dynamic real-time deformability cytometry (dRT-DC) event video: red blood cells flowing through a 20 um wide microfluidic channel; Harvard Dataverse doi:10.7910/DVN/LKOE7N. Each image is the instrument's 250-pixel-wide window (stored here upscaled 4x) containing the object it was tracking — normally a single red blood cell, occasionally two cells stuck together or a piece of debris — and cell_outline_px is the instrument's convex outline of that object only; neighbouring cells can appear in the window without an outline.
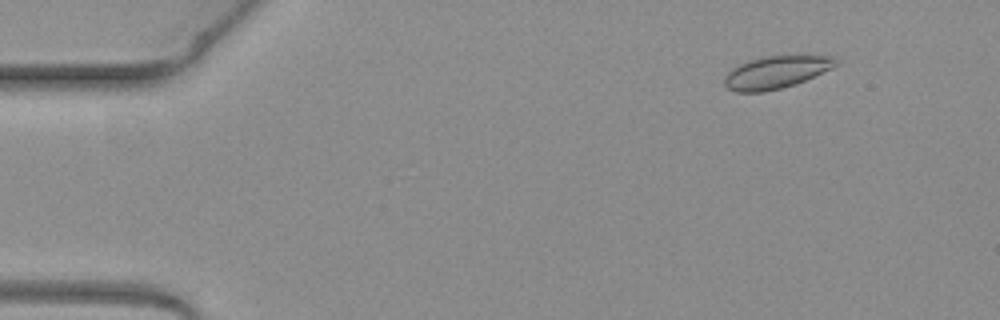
{"species": "common noctule bat (a hibernating species)", "species_latin": "Nyctalus noctula", "temperature_condition": "warm", "stored_images_in_passage": 4, "camera_frame_rate_fps": 3000, "um_per_image_px": 0.085, "animal": {"sex": "female", "body_mass_g": 19.3, "forearm_length_mm": 54.1}, "frame": {"image": 1, "passage_image": 1, "time_ms": 0.0, "image_size_px": [1000, 320], "cell_outline_px": [[840, 64], [832, 68], [796, 84], [764, 92], [736, 92], [728, 88], [724, 84], [724, 76], [732, 68], [748, 60], [764, 56], [804, 52], [832, 56]], "centroid_in_image_um": [66.03, 6.08], "position_along_channel_um": 19.0, "area_um2": 21.96}}
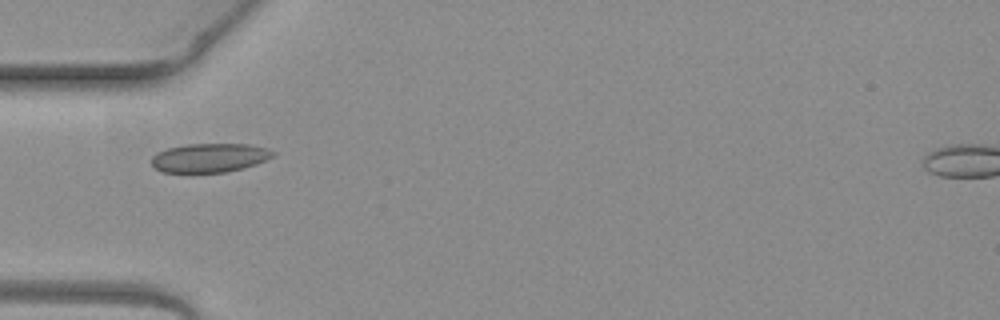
{"frame": {"image": 2, "passage_image": 4, "time_ms": 1.0, "image_size_px": [1000, 320], "cell_outline_px": [[276, 156], [256, 164], [244, 168], [224, 172], [160, 172], [152, 164], [152, 156], [156, 152], [168, 148], [188, 144], [248, 144], [268, 148], [276, 152]], "centroid_in_image_um": [17.85, 13.4], "position_along_channel_um": 67.1, "area_um2": 20.58}}